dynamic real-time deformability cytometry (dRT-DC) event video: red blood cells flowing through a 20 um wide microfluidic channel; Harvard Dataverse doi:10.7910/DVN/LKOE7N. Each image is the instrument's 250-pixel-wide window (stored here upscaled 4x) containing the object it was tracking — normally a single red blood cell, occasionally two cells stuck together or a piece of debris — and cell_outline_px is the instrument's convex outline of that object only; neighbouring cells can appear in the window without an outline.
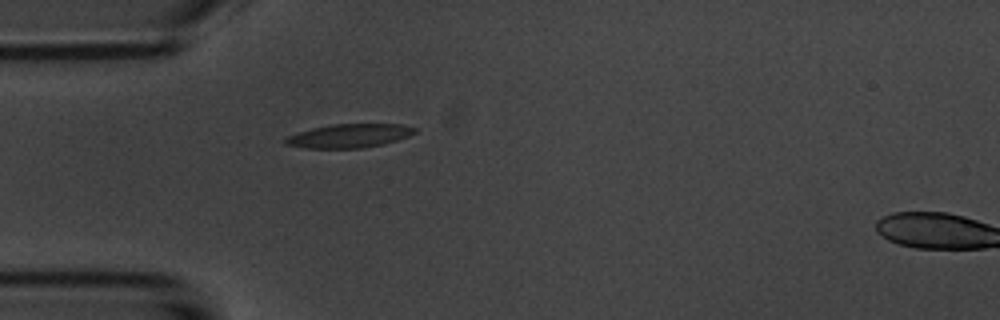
{"species": "common noctule bat (a hibernating species)", "species_latin": "Nyctalus noctula", "temperature_condition": "room temperature", "stored_images_in_passage": 2, "camera_frame_rate_fps": 3000, "um_per_image_px": 0.085, "animal": {"sex": "male", "body_mass_g": 20.1, "forearm_length_mm": 53.5}, "frame": {"image": 1, "passage_image": 1, "time_ms": 0.0, "image_size_px": [1000, 320], "cell_outline_px": [[416, 132], [408, 136], [396, 140], [380, 144], [360, 148], [304, 148], [284, 144], [284, 140], [288, 136], [312, 128], [332, 124], [400, 124], [416, 128]], "centroid_in_image_um": [29.66, 11.54], "position_along_channel_um": 55.3, "area_um2": 17.63}}